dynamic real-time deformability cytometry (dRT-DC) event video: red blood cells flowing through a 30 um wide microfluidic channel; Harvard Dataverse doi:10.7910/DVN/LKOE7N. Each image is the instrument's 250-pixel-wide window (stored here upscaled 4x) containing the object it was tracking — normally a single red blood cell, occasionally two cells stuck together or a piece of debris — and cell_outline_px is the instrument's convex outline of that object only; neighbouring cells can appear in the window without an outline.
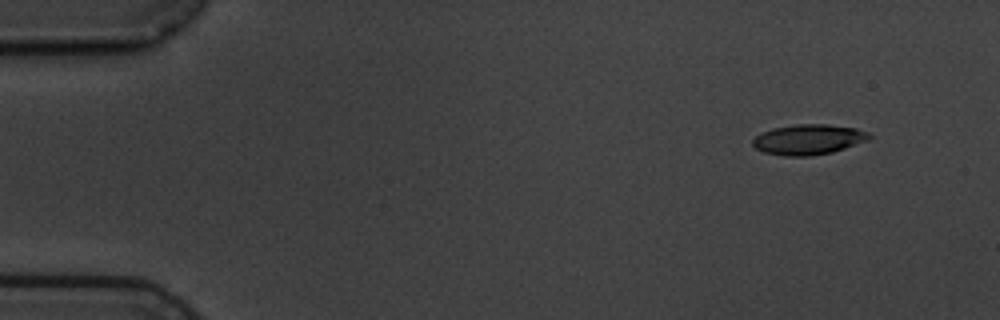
{"species": "common noctule bat (a hibernating species)", "species_latin": "Nyctalus noctula", "temperature_condition": "cold", "stored_images_in_passage": 6, "camera_frame_rate_fps": 3000, "um_per_image_px": 0.085, "animal": {"sex": "male", "body_mass_g": 19.5, "forearm_length_mm": 54.6}, "frame": {"image": 1, "passage_image": 1, "time_ms": 0.0, "image_size_px": [1000, 320], "cell_outline_px": [[872, 136], [868, 140], [832, 152], [808, 156], [784, 156], [764, 152], [756, 148], [752, 144], [752, 140], [760, 132], [772, 128], [796, 124], [828, 124], [856, 128], [868, 132]], "centroid_in_image_um": [68.7, 11.85], "position_along_channel_um": 16.3, "area_um2": 20.58}}
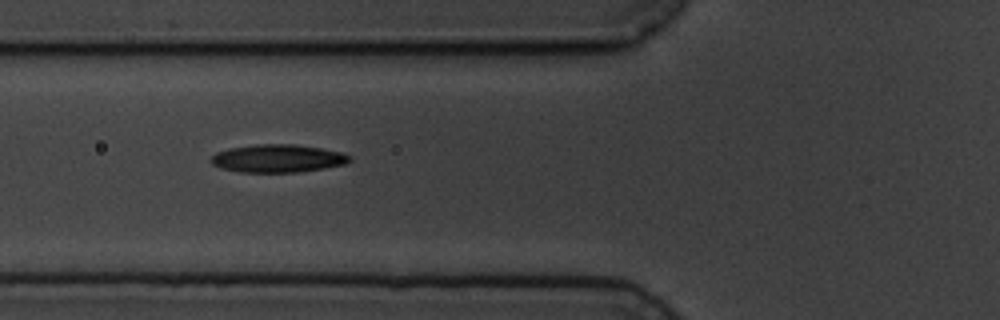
{"frame": {"image": 2, "passage_image": 5, "time_ms": 5.333, "image_size_px": [1000, 320], "cell_outline_px": [[352, 160], [344, 164], [324, 168], [296, 172], [240, 172], [220, 168], [212, 164], [212, 156], [216, 152], [228, 148], [256, 144], [296, 144], [344, 152], [352, 156]], "centroid_in_image_um": [23.63, 13.46], "position_along_channel_um": 102.2, "area_um2": 22.66}}
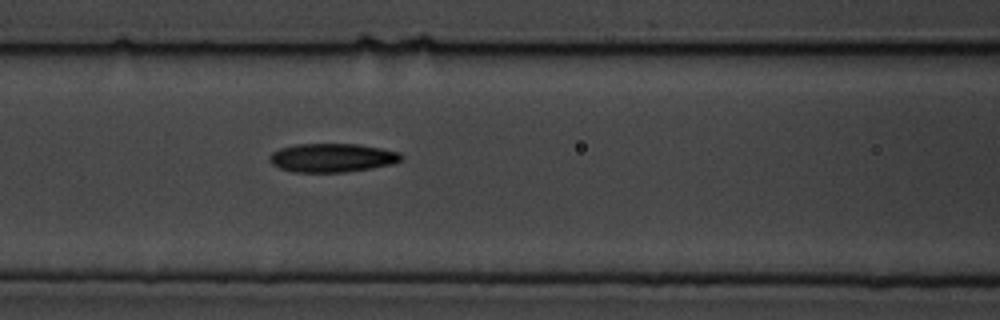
{"frame": {"image": 3, "passage_image": 6, "time_ms": 6.333, "image_size_px": [1000, 320], "cell_outline_px": [[404, 156], [400, 160], [392, 164], [372, 168], [344, 172], [292, 172], [280, 168], [272, 164], [268, 160], [268, 156], [272, 152], [280, 148], [296, 144], [356, 144], [380, 148], [400, 152]], "centroid_in_image_um": [28.21, 13.41], "position_along_channel_um": 138.4, "area_um2": 22.08}}